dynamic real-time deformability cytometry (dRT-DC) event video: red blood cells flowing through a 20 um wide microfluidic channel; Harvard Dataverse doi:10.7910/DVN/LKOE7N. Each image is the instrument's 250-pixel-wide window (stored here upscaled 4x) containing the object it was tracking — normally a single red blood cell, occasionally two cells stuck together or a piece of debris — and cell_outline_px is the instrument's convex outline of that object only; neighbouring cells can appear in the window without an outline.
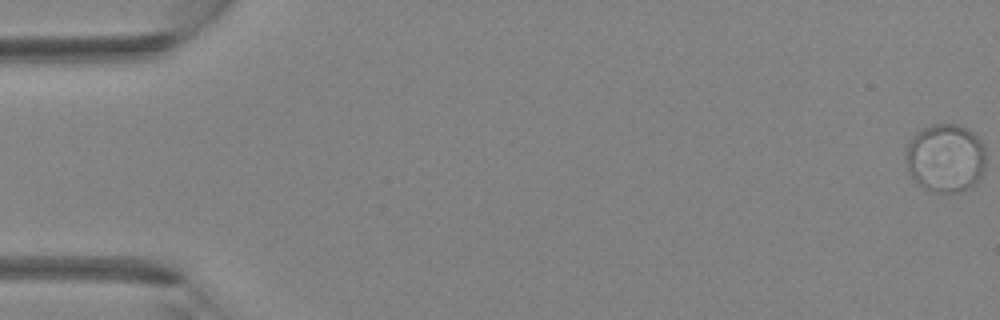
{"species": "Egyptian fruit bat (a non-hibernating species)", "species_latin": "Rousettus aegyptiacus", "temperature_condition": "room temperature", "stored_images_in_passage": 5, "camera_frame_rate_fps": 3000, "um_per_image_px": 0.085, "animal": {"sex": "female"}, "frame": {"image": 1, "passage_image": 1, "time_ms": 0.0, "image_size_px": [1000, 320], "cell_outline_px": [[984, 168], [980, 176], [972, 188], [952, 192], [932, 192], [924, 188], [912, 180], [904, 156], [908, 140], [916, 132], [932, 124], [960, 124], [968, 128], [984, 144]], "centroid_in_image_um": [80.33, 13.42], "position_along_channel_um": 4.7, "area_um2": 32.31}}
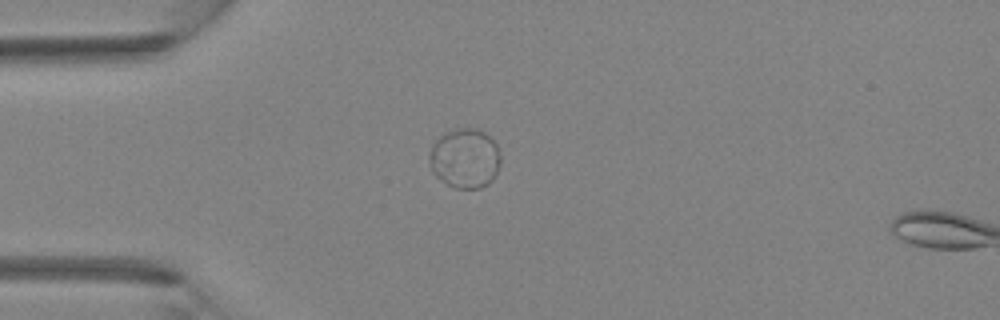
{"frame": {"image": 2, "passage_image": 4, "time_ms": 1.0, "image_size_px": [1000, 320], "cell_outline_px": [[500, 164], [496, 176], [488, 184], [480, 188], [452, 188], [440, 180], [432, 172], [428, 160], [428, 156], [432, 144], [444, 132], [460, 128], [468, 128], [484, 132], [496, 144], [500, 152]], "centroid_in_image_um": [39.5, 13.48], "position_along_channel_um": 45.5, "area_um2": 25.03}}